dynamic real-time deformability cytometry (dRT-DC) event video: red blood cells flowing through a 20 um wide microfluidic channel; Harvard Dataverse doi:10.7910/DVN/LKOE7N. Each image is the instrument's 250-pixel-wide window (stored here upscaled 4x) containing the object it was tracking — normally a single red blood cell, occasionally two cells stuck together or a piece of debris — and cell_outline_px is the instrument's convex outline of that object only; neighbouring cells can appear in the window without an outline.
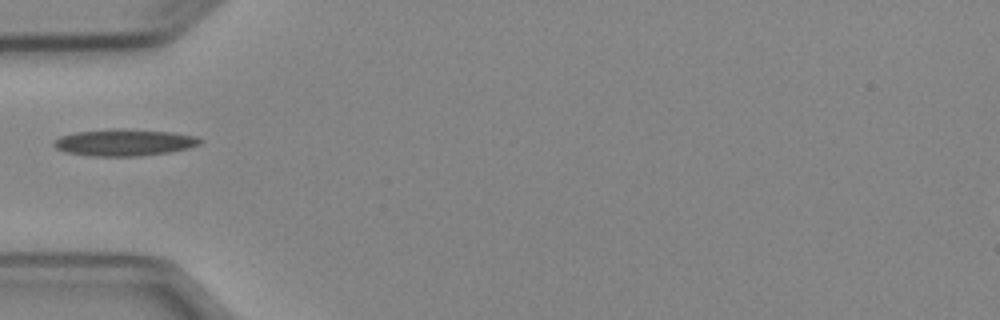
{"species": "Egyptian fruit bat (a non-hibernating species)", "species_latin": "Rousettus aegyptiacus", "temperature_condition": "cold", "stored_images_in_passage": 8, "camera_frame_rate_fps": 3000, "um_per_image_px": 0.085, "animal": {"sex": "female"}, "frame": {"image": 1, "passage_image": 7, "time_ms": 7.0, "image_size_px": [1000, 320], "cell_outline_px": [[204, 140], [200, 144], [188, 148], [168, 152], [140, 156], [88, 156], [64, 152], [56, 148], [52, 144], [52, 140], [60, 136], [72, 132], [112, 128], [120, 128], [172, 132], [196, 136]], "centroid_in_image_um": [10.51, 12.1], "position_along_channel_um": 74.5, "area_um2": 23.18}}